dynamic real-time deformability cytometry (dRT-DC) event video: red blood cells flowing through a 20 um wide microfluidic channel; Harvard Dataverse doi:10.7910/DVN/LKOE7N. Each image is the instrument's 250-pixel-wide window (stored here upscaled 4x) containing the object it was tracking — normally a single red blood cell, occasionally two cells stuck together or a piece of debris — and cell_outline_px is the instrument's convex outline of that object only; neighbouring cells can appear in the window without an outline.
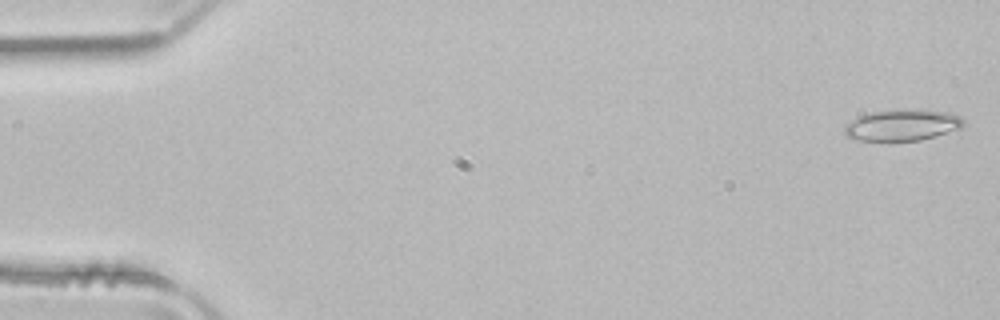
{"species": "common noctule bat (a hibernating species)", "species_latin": "Nyctalus noctula", "temperature_condition": "room temperature", "stored_images_in_passage": 51, "camera_frame_rate_fps": 3000, "um_per_image_px": 0.085, "animal": {"sex": "male", "body_mass_g": 21.5, "forearm_length_mm": 52.0}, "frame": {"image": 1, "passage_image": 1, "time_ms": 0.0, "image_size_px": [1000, 320], "cell_outline_px": [[964, 124], [960, 128], [936, 136], [920, 140], [892, 144], [888, 144], [856, 140], [848, 136], [844, 132], [844, 124], [856, 116], [872, 112], [948, 112], [960, 116], [964, 120]], "centroid_in_image_um": [76.59, 10.73], "position_along_channel_um": 8.4, "area_um2": 21.68}}
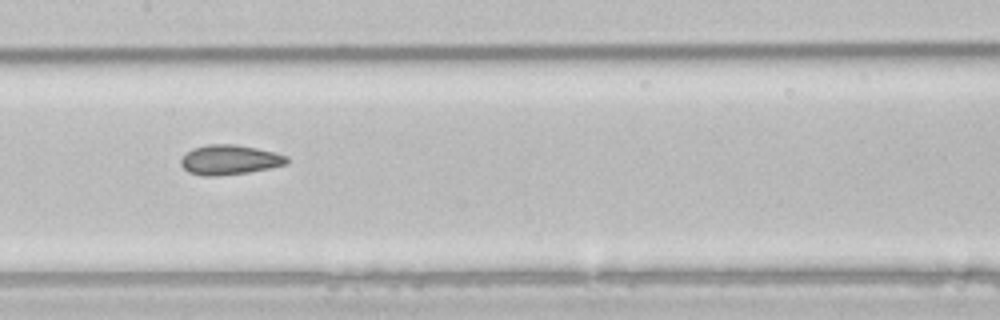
{"frame": {"image": 2, "passage_image": 25, "time_ms": 8.0, "image_size_px": [1000, 320], "cell_outline_px": [[288, 164], [248, 172], [216, 176], [200, 176], [188, 172], [180, 164], [180, 160], [184, 152], [192, 148], [208, 144], [236, 144], [276, 152], [288, 156]], "centroid_in_image_um": [19.48, 13.57], "position_along_channel_um": 187.9, "area_um2": 18.61}}
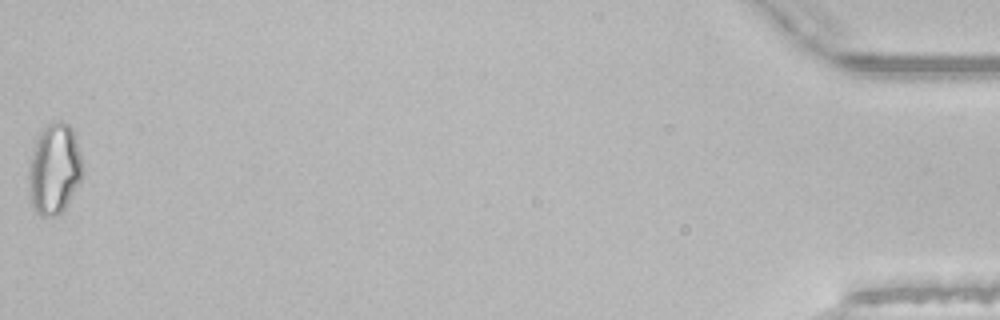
{"frame": {"image": 3, "passage_image": 51, "time_ms": 16.667, "image_size_px": [1000, 320], "cell_outline_px": [[80, 180], [64, 208], [56, 216], [40, 216], [32, 208], [28, 188], [28, 176], [32, 152], [36, 140], [40, 132], [48, 124], [60, 120], [68, 124], [72, 128], [80, 152]], "centroid_in_image_um": [4.57, 14.37], "position_along_channel_um": 430.6, "area_um2": 27.98}, "authors_computed_cell_mechanics": {"area_um2": 19.8254, "velocity_mm_per_s": 3.9714, "shape_relaxation_time_tau1_ms": null, "shape_relaxation_time_tau2_ms": 2.7085, "deformation_change_tau1": null, "deformation_change_tau2": 0.0728}}